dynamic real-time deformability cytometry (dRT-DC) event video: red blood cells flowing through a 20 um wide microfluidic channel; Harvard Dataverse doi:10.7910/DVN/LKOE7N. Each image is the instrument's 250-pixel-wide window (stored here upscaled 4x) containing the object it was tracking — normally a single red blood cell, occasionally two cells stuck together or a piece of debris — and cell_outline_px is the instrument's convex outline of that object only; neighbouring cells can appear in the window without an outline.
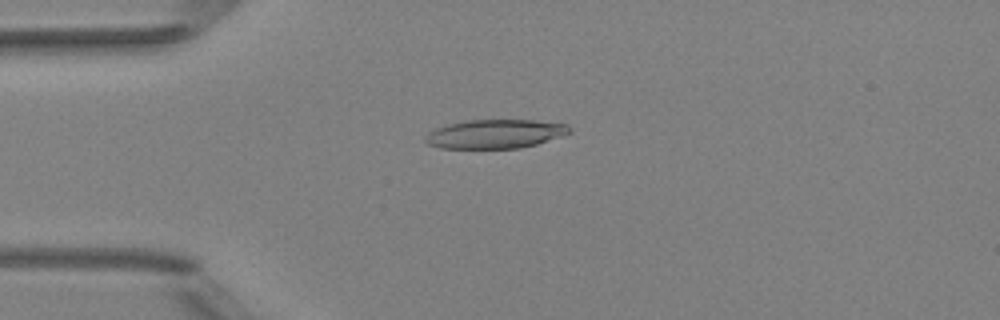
{"species": "Egyptian fruit bat (a non-hibernating species)", "species_latin": "Rousettus aegyptiacus", "temperature_condition": "room temperature", "stored_images_in_passage": 7, "camera_frame_rate_fps": 3000, "um_per_image_px": 0.085, "animal": {"sex": "female"}, "frame": {"image": 1, "passage_image": 3, "time_ms": 2.333, "image_size_px": [1000, 320], "cell_outline_px": [[572, 132], [536, 144], [520, 148], [440, 148], [428, 144], [424, 140], [428, 132], [436, 128], [448, 124], [468, 120], [536, 120], [568, 124], [572, 128]], "centroid_in_image_um": [42.1, 11.38], "position_along_channel_um": 42.9, "area_um2": 24.28}}
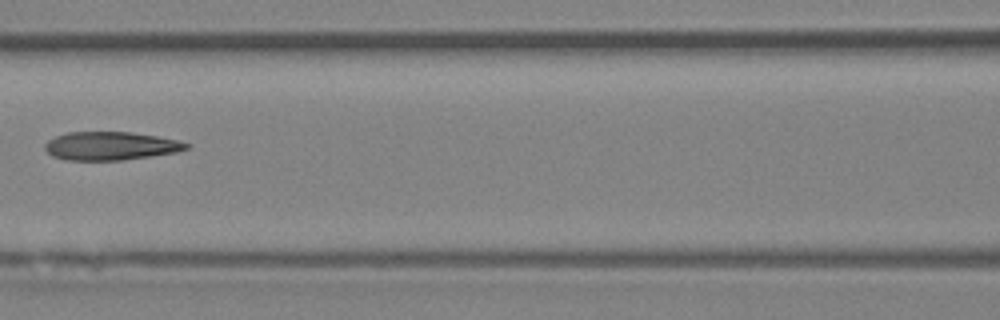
{"frame": {"image": 2, "passage_image": 6, "time_ms": 5.667, "image_size_px": [1000, 320], "cell_outline_px": [[192, 144], [188, 148], [176, 152], [124, 160], [64, 160], [52, 156], [44, 148], [44, 144], [48, 140], [56, 136], [68, 132], [128, 132], [156, 136], [176, 140]], "centroid_in_image_um": [9.37, 12.41], "position_along_channel_um": 157.2, "area_um2": 23.29}}
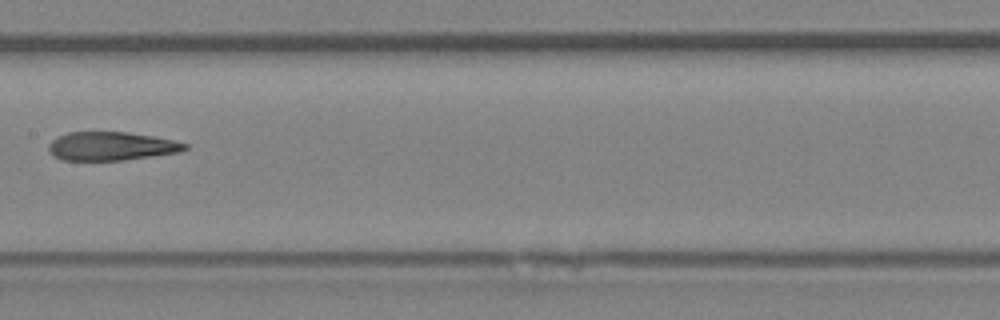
{"frame": {"image": 3, "passage_image": 7, "time_ms": 6.667, "image_size_px": [1000, 320], "cell_outline_px": [[188, 148], [180, 152], [124, 160], [60, 160], [48, 148], [48, 144], [52, 140], [68, 132], [128, 132], [152, 136], [172, 140], [188, 144]], "centroid_in_image_um": [9.48, 12.42], "position_along_channel_um": 197.9, "area_um2": 22.48}}